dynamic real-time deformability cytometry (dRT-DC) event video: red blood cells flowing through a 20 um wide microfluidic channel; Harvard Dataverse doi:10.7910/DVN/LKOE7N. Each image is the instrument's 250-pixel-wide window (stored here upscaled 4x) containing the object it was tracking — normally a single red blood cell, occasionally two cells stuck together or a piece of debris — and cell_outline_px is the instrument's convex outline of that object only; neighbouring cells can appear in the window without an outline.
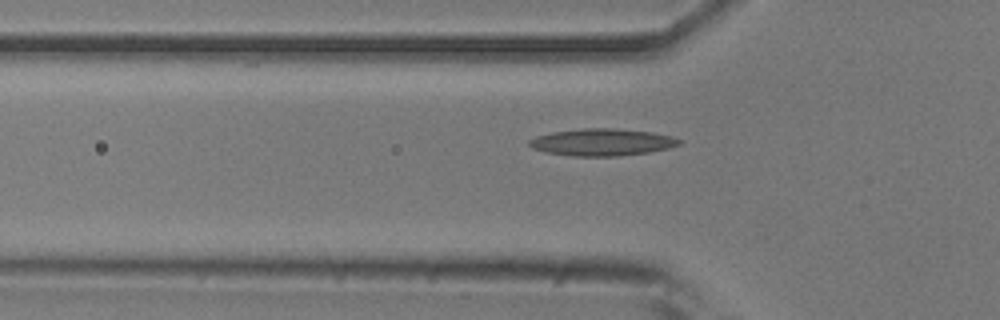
{"species": "common noctule bat (a hibernating species)", "species_latin": "Nyctalus noctula", "temperature_condition": "room temperature", "stored_images_in_passage": 47, "camera_frame_rate_fps": 3000, "um_per_image_px": 0.085, "animal": {"sex": "male", "body_mass_g": 20.5, "forearm_length_mm": 52.5}, "frame": {"image": 1, "passage_image": 17, "time_ms": 5.333, "image_size_px": [1000, 320], "cell_outline_px": [[684, 144], [668, 148], [648, 152], [620, 156], [572, 156], [544, 152], [532, 148], [528, 144], [528, 140], [536, 136], [552, 132], [580, 128], [612, 128], [652, 132], [672, 136], [680, 140]], "centroid_in_image_um": [51.16, 12.09], "position_along_channel_um": 74.6, "area_um2": 23.81}}
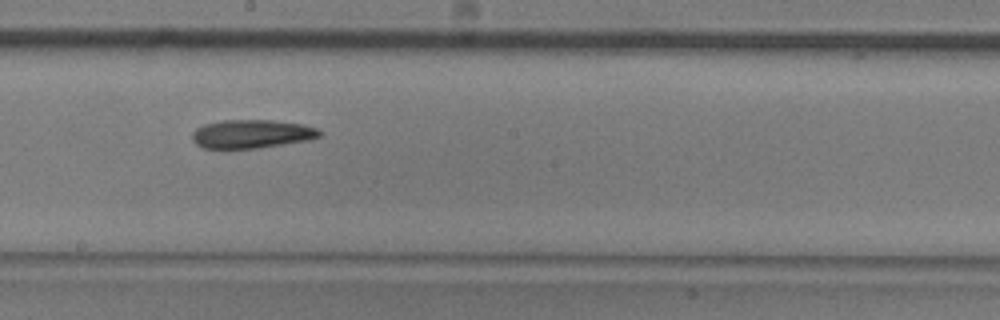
{"frame": {"image": 2, "passage_image": 29, "time_ms": 9.333, "image_size_px": [1000, 320], "cell_outline_px": [[320, 136], [308, 140], [256, 148], [204, 148], [196, 144], [192, 140], [192, 132], [196, 128], [204, 124], [224, 120], [272, 120], [304, 124], [316, 128], [320, 132]], "centroid_in_image_um": [21.36, 11.37], "position_along_channel_um": 226.8, "area_um2": 21.04}}
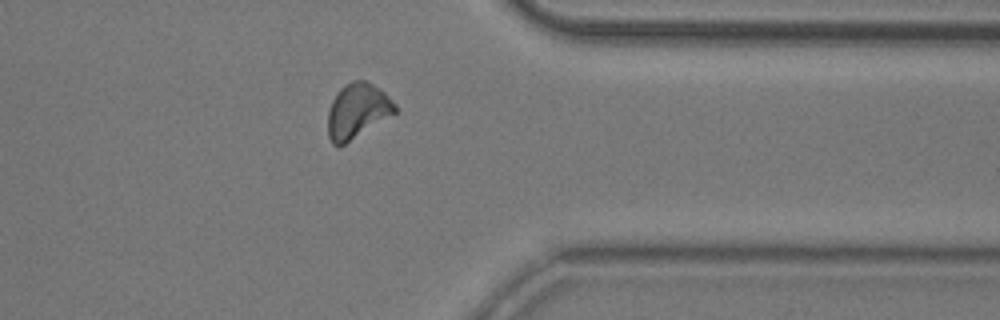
{"frame": {"image": 3, "passage_image": 42, "time_ms": 13.667, "image_size_px": [1000, 320], "cell_outline_px": [[396, 112], [344, 144], [332, 144], [328, 136], [328, 112], [332, 100], [336, 92], [344, 84], [352, 80], [368, 80], [384, 92], [396, 104]], "centroid_in_image_um": [30.36, 9.38], "position_along_channel_um": 381.0, "area_um2": 21.27}, "authors_computed_cell_mechanics": {"area_um2": 21.386, "velocity_mm_per_s": 3.7731, "shape_relaxation_time_tau1_ms": null, "shape_relaxation_time_tau2_ms": 3.3052, "deformation_change_tau1": null, "deformation_change_tau2": 0.1117}}